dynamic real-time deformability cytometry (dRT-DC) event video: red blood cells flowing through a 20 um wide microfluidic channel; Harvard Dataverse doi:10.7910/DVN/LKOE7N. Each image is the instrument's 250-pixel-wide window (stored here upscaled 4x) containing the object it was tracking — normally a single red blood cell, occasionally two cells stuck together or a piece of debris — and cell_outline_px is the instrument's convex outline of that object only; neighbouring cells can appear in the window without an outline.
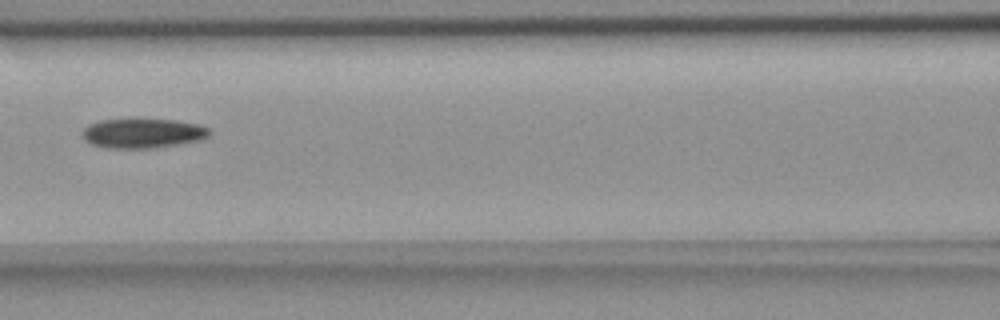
{"species": "common noctule bat (a hibernating species)", "species_latin": "Nyctalus noctula", "temperature_condition": "room temperature", "stored_images_in_passage": 4, "camera_frame_rate_fps": 3000, "um_per_image_px": 0.085, "animal": {"sex": "female", "body_mass_g": 18.4}, "frame": {"image": 1, "passage_image": 4, "time_ms": 1.0, "image_size_px": [1000, 320], "cell_outline_px": [[208, 136], [200, 140], [148, 148], [108, 148], [92, 144], [84, 140], [84, 128], [88, 124], [100, 120], [136, 116], [176, 120], [200, 124], [208, 128]], "centroid_in_image_um": [12.1, 11.26], "position_along_channel_um": 154.5, "area_um2": 22.48}}